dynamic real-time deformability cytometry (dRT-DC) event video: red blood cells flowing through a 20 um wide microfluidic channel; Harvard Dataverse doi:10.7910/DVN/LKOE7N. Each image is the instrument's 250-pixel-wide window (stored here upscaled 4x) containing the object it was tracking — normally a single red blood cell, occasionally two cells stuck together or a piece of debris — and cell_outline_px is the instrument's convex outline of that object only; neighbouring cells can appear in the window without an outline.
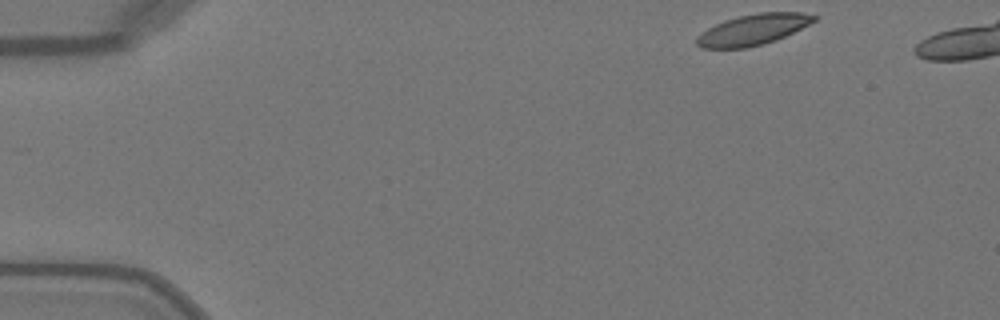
{"species": "Egyptian fruit bat (a non-hibernating species)", "species_latin": "Rousettus aegyptiacus", "temperature_condition": "warm", "stored_images_in_passage": 42, "camera_frame_rate_fps": 3000, "um_per_image_px": 0.085, "animal": {"sex": "female"}, "frame": {"image": 1, "passage_image": 1, "time_ms": 0.0, "image_size_px": [1000, 320], "cell_outline_px": [[816, 20], [776, 40], [764, 44], [748, 48], [700, 48], [696, 44], [696, 36], [708, 28], [724, 20], [756, 12], [800, 12], [816, 16]], "centroid_in_image_um": [63.96, 2.52], "position_along_channel_um": 21.0, "area_um2": 20.92}}
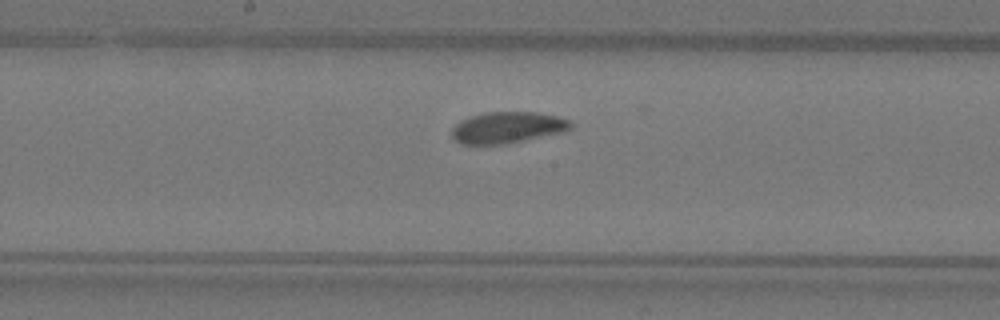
{"frame": {"image": 2, "passage_image": 22, "time_ms": 7.0, "image_size_px": [1000, 320], "cell_outline_px": [[572, 128], [564, 132], [504, 144], [460, 144], [452, 136], [452, 128], [460, 120], [468, 116], [484, 112], [536, 112], [560, 116], [572, 120]], "centroid_in_image_um": [43.16, 10.82], "position_along_channel_um": 205.0, "area_um2": 21.96}}
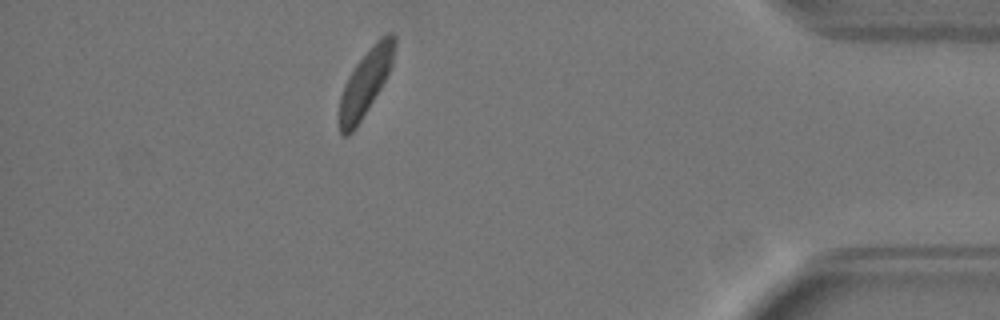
{"frame": {"image": 3, "passage_image": 40, "time_ms": 13.0, "image_size_px": [1000, 320], "cell_outline_px": [[396, 40], [392, 64], [380, 88], [356, 128], [348, 136], [344, 136], [340, 132], [340, 96], [344, 84], [348, 76], [356, 64], [368, 48], [380, 36], [388, 32], [392, 32], [396, 36]], "centroid_in_image_um": [31.07, 6.97], "position_along_channel_um": 404.1, "area_um2": 20.92}, "authors_computed_cell_mechanics": {"area_um2": 22.2241, "velocity_mm_per_s": 4.0141, "shape_relaxation_time_tau1_ms": 3.5414, "shape_relaxation_time_tau2_ms": 8.606, "deformation_change_tau1": 0.0962, "deformation_change_tau2": 0.1216}}